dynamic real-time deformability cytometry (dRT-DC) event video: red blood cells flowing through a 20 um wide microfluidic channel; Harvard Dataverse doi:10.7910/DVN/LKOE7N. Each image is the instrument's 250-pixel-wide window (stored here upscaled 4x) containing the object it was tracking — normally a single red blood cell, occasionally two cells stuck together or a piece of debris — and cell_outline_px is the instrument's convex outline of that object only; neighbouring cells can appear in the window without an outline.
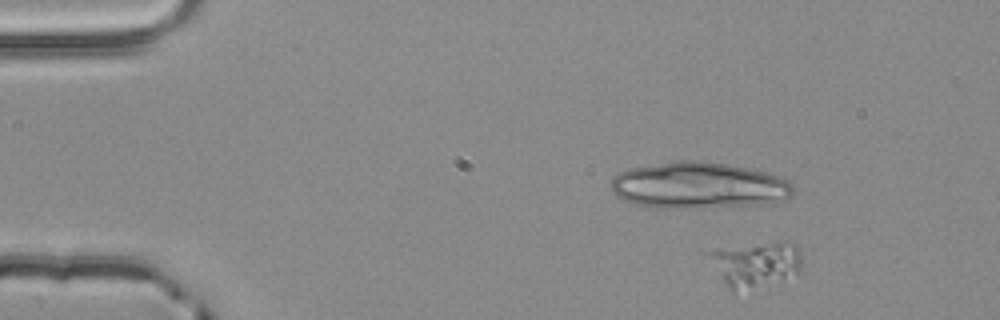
{"species": "common noctule bat (a hibernating species)", "species_latin": "Nyctalus noctula", "temperature_condition": "room temperature", "stored_images_in_passage": 34, "camera_frame_rate_fps": 3000, "um_per_image_px": 0.085, "animal": {"sex": "male", "body_mass_g": 20.4}, "frame": {"image": 1, "passage_image": 1, "time_ms": 0.0, "image_size_px": [1000, 320], "cell_outline_px": [[800, 272], [752, 284], [732, 288], [724, 284], [700, 252], [716, 248], [784, 240], [788, 240], [796, 244], [800, 252]], "centroid_in_image_um": [64.09, 22.29], "position_along_channel_um": 20.9, "area_um2": 23.87}}
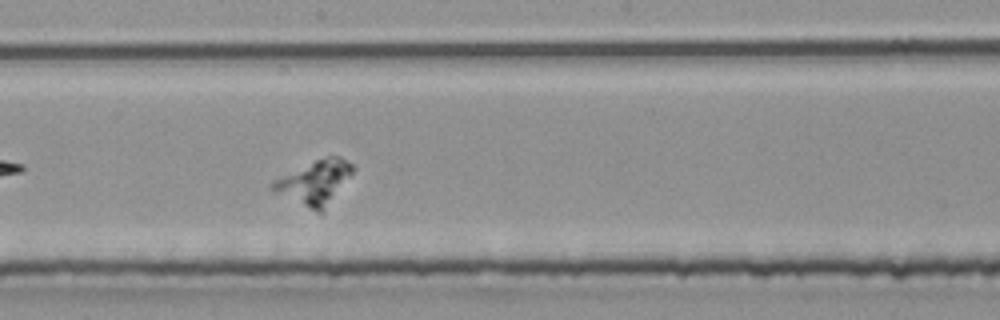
{"frame": {"image": 2, "passage_image": 25, "time_ms": 8.0, "image_size_px": [1000, 320], "cell_outline_px": [[352, 172], [320, 216], [268, 188], [268, 184], [272, 180], [316, 160], [328, 156], [340, 156], [352, 164]], "centroid_in_image_um": [26.68, 15.55], "position_along_channel_um": 221.5, "area_um2": 20.35}}
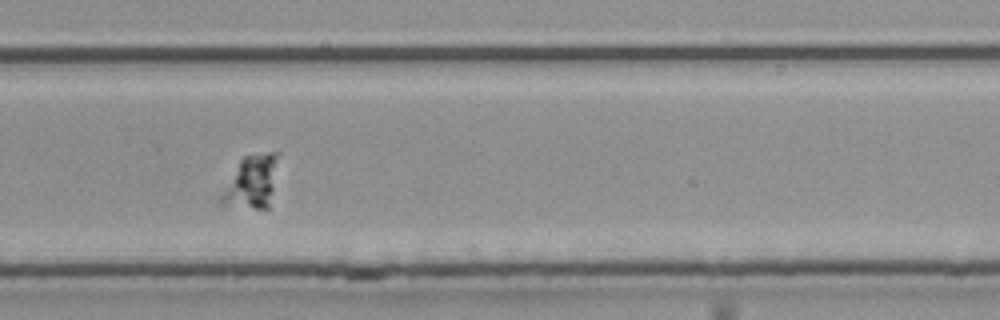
{"frame": {"image": 3, "passage_image": 32, "time_ms": 10.333, "image_size_px": [1000, 320], "cell_outline_px": [[280, 152], [268, 208], [256, 208], [220, 204], [220, 196], [240, 160], [244, 156], [268, 152]], "centroid_in_image_um": [21.4, 15.43], "position_along_channel_um": 308.4, "area_um2": 17.05}}